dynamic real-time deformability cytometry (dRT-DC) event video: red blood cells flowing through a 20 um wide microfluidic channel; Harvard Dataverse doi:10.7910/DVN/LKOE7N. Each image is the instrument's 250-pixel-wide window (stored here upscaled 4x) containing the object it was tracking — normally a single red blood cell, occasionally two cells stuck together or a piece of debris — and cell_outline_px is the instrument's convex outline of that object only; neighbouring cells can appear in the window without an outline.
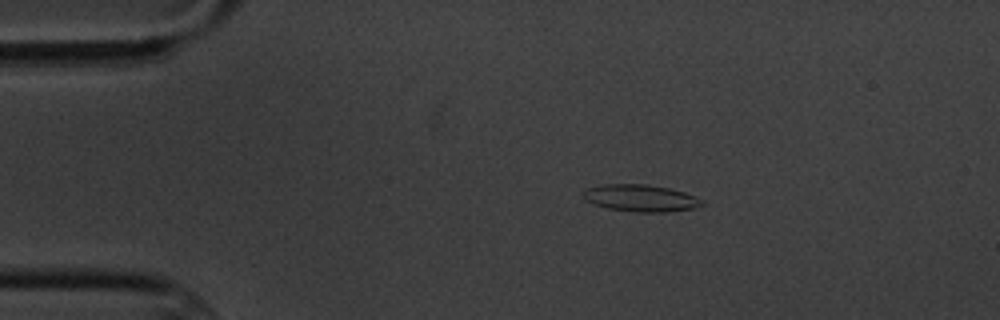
{"species": "common noctule bat (a hibernating species)", "species_latin": "Nyctalus noctula", "temperature_condition": "cold", "stored_images_in_passage": 3, "camera_frame_rate_fps": 3000, "um_per_image_px": 0.085, "animal": {"sex": "male", "body_mass_g": 20.1, "forearm_length_mm": 53.5}, "frame": {"image": 1, "passage_image": 2, "time_ms": 1.333, "image_size_px": [1000, 320], "cell_outline_px": [[704, 204], [696, 208], [664, 212], [636, 212], [608, 208], [584, 200], [584, 192], [588, 188], [604, 184], [644, 184], [668, 188], [684, 192], [696, 196], [704, 200]], "centroid_in_image_um": [54.51, 16.84], "position_along_channel_um": 30.5, "area_um2": 18.55}}